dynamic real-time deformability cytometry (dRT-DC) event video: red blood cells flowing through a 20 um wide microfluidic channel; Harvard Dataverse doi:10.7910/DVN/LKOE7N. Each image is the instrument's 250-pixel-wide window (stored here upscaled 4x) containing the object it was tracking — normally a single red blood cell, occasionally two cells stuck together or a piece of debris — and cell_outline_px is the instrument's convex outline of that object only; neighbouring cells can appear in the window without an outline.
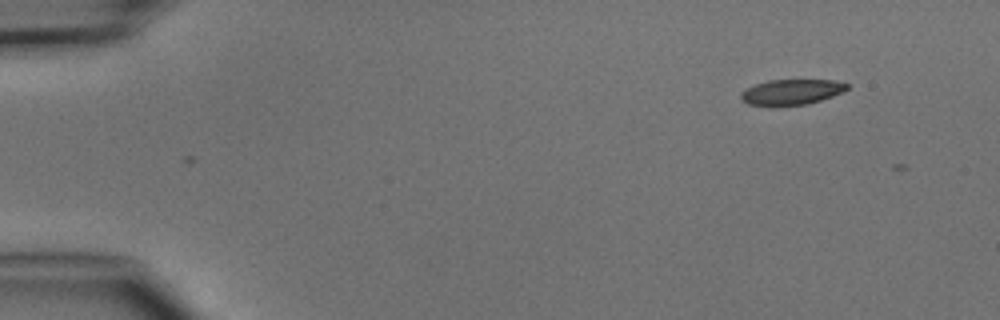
{"species": "common noctule bat (a hibernating species)", "species_latin": "Nyctalus noctula", "temperature_condition": "cold", "stored_images_in_passage": 4, "camera_frame_rate_fps": 3000, "um_per_image_px": 0.085, "animal": {"sex": "male", "body_mass_g": 15.6}, "frame": {"image": 1, "passage_image": 2, "time_ms": 1.0, "image_size_px": [1000, 320], "cell_outline_px": [[848, 88], [844, 92], [808, 104], [772, 108], [748, 104], [740, 100], [740, 92], [744, 88], [768, 80], [832, 80], [848, 84]], "centroid_in_image_um": [67.19, 7.86], "position_along_channel_um": 17.8, "area_um2": 16.3}}